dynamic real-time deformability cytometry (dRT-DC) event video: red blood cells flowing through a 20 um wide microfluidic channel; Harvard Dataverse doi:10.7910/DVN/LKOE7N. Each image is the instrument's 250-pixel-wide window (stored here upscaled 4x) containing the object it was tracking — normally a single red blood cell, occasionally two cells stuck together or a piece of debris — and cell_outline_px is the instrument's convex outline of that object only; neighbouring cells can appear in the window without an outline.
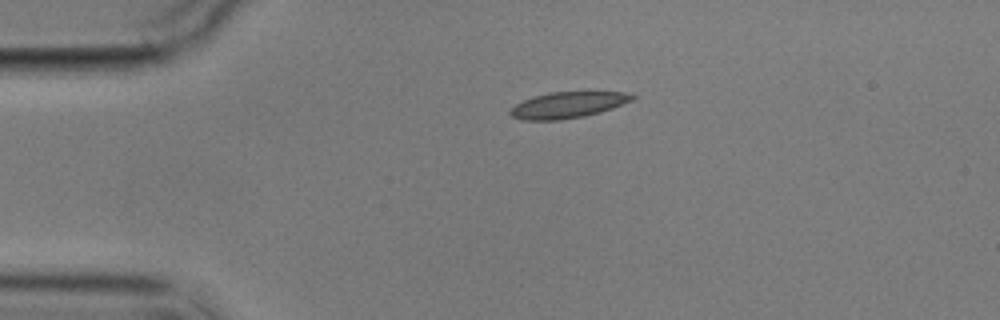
{"species": "common noctule bat (a hibernating species)", "species_latin": "Nyctalus noctula", "temperature_condition": "cold", "stored_images_in_passage": 1, "camera_frame_rate_fps": 3000, "um_per_image_px": 0.085, "animal": {"sex": "male", "body_mass_g": 17.9}, "frame": {"image": 1, "passage_image": 1, "time_ms": 0.0, "image_size_px": [1000, 320], "cell_outline_px": [[636, 96], [632, 100], [612, 108], [600, 112], [584, 116], [560, 120], [524, 120], [512, 116], [508, 112], [516, 104], [532, 96], [548, 92], [588, 88], [624, 92]], "centroid_in_image_um": [48.33, 8.85], "position_along_channel_um": 36.7, "area_um2": 19.54}}